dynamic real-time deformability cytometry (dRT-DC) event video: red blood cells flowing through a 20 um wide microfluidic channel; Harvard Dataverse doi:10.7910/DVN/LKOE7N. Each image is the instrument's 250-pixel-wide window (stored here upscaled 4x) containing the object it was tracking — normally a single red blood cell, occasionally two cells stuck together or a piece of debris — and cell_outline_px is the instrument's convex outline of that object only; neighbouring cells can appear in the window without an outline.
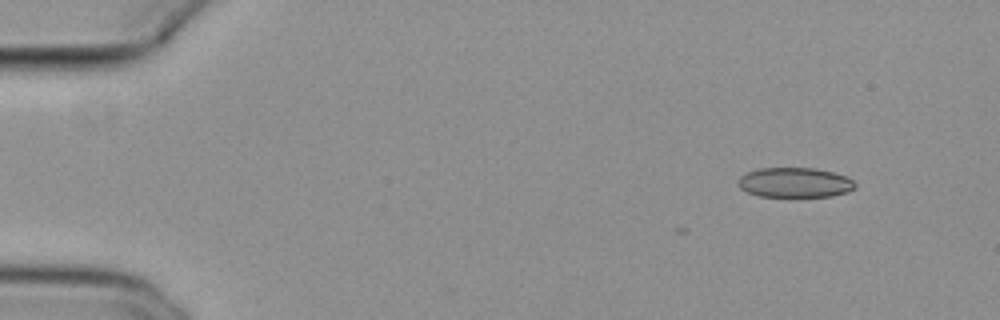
{"species": "common noctule bat (a hibernating species)", "species_latin": "Nyctalus noctula", "temperature_condition": "cold", "stored_images_in_passage": 7, "camera_frame_rate_fps": 3000, "um_per_image_px": 0.085, "animal": {"sex": "female", "body_mass_g": 29.2, "forearm_length_mm": 56.3}, "frame": {"image": 1, "passage_image": 1, "time_ms": 0.0, "image_size_px": [1000, 320], "cell_outline_px": [[856, 188], [848, 192], [832, 196], [760, 196], [748, 192], [740, 188], [740, 176], [748, 172], [760, 168], [816, 168], [832, 172], [844, 176], [852, 180], [856, 184]], "centroid_in_image_um": [67.6, 15.51], "position_along_channel_um": 17.4, "area_um2": 20.11}}